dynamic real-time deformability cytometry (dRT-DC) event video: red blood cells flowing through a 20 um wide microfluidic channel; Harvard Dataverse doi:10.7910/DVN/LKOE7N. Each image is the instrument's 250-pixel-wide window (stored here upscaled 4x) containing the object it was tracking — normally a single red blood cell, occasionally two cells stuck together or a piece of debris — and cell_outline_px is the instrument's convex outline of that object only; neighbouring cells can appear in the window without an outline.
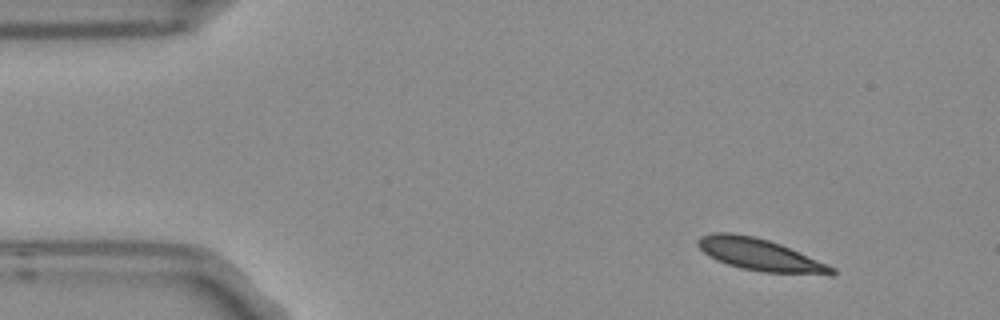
{"species": "Egyptian fruit bat (a non-hibernating species)", "species_latin": "Rousettus aegyptiacus", "temperature_condition": "room temperature", "stored_images_in_passage": 8, "camera_frame_rate_fps": 3000, "um_per_image_px": 0.085, "frame": {"image": 1, "passage_image": 1, "time_ms": 0.0, "image_size_px": [1000, 320], "cell_outline_px": [[836, 272], [832, 276], [760, 272], [740, 268], [716, 260], [708, 256], [696, 244], [696, 240], [700, 236], [712, 232], [728, 232], [752, 236], [768, 240], [780, 244], [828, 264], [836, 268]], "centroid_in_image_um": [64.62, 21.67], "position_along_channel_um": 20.4, "area_um2": 25.32}}
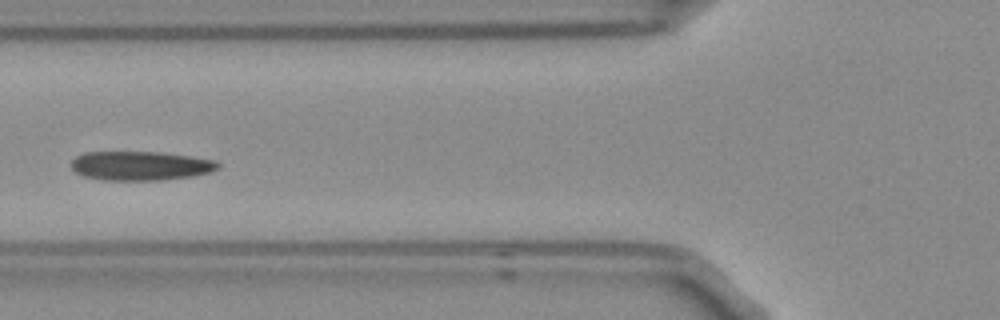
{"frame": {"image": 2, "passage_image": 5, "time_ms": 1.333, "image_size_px": [1000, 320], "cell_outline_px": [[220, 164], [212, 172], [192, 176], [160, 180], [104, 180], [84, 176], [76, 172], [72, 168], [72, 160], [76, 156], [84, 152], [156, 152], [188, 156], [212, 160]], "centroid_in_image_um": [11.9, 14.09], "position_along_channel_um": 113.9, "area_um2": 24.62}}
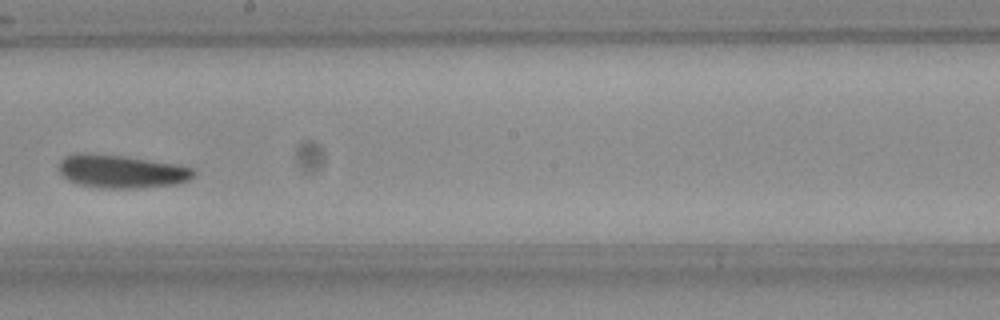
{"frame": {"image": 3, "passage_image": 8, "time_ms": 2.333, "image_size_px": [1000, 320], "cell_outline_px": [[196, 176], [180, 184], [140, 188], [100, 188], [76, 184], [68, 180], [60, 172], [60, 160], [64, 156], [76, 152], [124, 156], [176, 164], [192, 168], [196, 172]], "centroid_in_image_um": [10.34, 14.58], "position_along_channel_um": 237.9, "area_um2": 26.3}}